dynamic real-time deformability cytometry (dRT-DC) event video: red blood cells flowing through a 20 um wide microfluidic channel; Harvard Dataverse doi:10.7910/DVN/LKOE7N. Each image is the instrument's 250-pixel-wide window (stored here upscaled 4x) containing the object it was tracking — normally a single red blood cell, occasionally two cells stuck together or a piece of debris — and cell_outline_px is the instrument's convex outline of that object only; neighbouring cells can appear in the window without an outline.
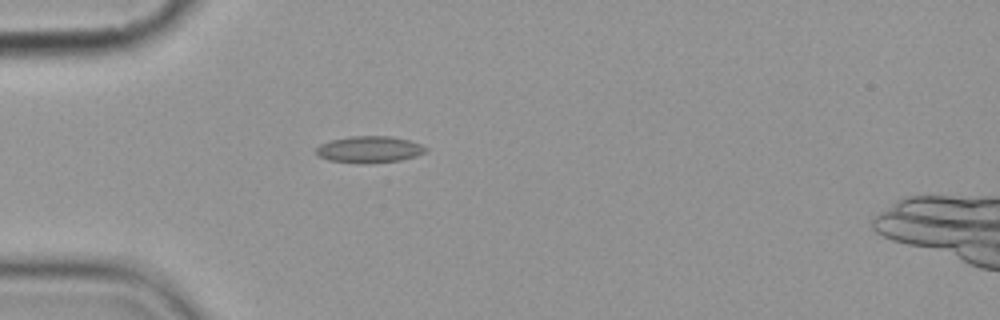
{"species": "common noctule bat (a hibernating species)", "species_latin": "Nyctalus noctula", "temperature_condition": "cold", "stored_images_in_passage": 4, "camera_frame_rate_fps": 3000, "um_per_image_px": 0.085, "animal": {"sex": "female", "body_mass_g": 19.9}, "frame": {"image": 1, "passage_image": 4, "time_ms": 3.667, "image_size_px": [1000, 320], "cell_outline_px": [[428, 148], [424, 152], [416, 156], [400, 160], [360, 164], [328, 160], [320, 156], [316, 152], [316, 148], [320, 144], [332, 140], [352, 136], [388, 136], [408, 140], [420, 144]], "centroid_in_image_um": [31.38, 12.71], "position_along_channel_um": 53.6, "area_um2": 16.82}}